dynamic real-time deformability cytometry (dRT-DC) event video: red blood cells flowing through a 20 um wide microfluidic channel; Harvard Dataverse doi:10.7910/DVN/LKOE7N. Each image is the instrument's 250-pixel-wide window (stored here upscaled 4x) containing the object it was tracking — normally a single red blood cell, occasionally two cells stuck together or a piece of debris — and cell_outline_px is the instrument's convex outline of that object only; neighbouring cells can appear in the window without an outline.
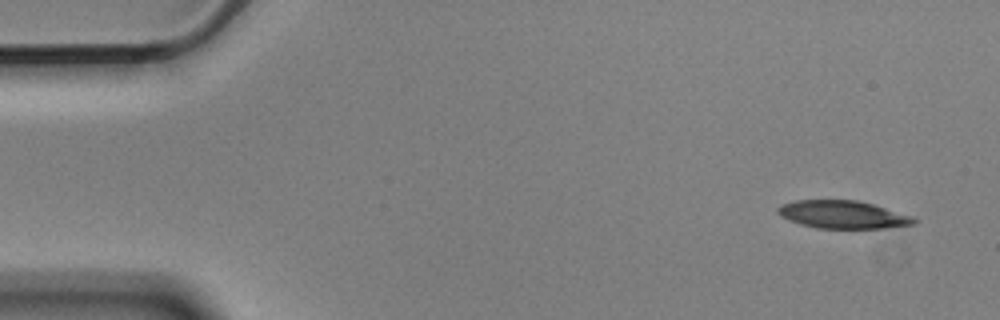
{"species": "Egyptian fruit bat (a non-hibernating species)", "species_latin": "Rousettus aegyptiacus", "temperature_condition": "cold", "stored_images_in_passage": 4, "camera_frame_rate_fps": 3000, "um_per_image_px": 0.085, "animal": {"sex": "male"}, "frame": {"image": 1, "passage_image": 1, "time_ms": 0.0, "image_size_px": [1000, 320], "cell_outline_px": [[920, 220], [916, 224], [884, 228], [816, 228], [800, 224], [788, 220], [780, 216], [776, 212], [776, 208], [780, 204], [796, 200], [856, 200], [872, 204], [912, 216]], "centroid_in_image_um": [71.61, 18.24], "position_along_channel_um": 13.4, "area_um2": 22.2}}